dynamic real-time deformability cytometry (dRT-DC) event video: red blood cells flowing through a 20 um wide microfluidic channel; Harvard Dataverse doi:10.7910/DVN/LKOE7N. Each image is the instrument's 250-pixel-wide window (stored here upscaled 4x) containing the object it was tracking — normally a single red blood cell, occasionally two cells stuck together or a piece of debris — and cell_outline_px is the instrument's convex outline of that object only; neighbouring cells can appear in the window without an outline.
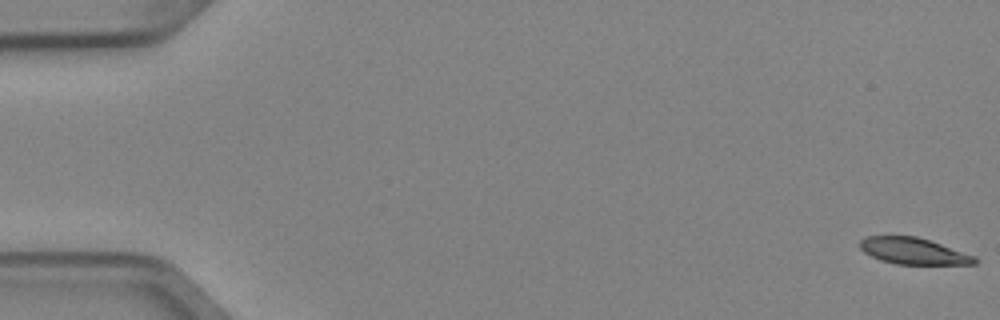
{"species": "Egyptian fruit bat (a non-hibernating species)", "species_latin": "Rousettus aegyptiacus", "temperature_condition": "cold", "stored_images_in_passage": 3, "camera_frame_rate_fps": 3000, "um_per_image_px": 0.085, "animal": {"sex": "female"}, "frame": {"image": 1, "passage_image": 1, "time_ms": 0.0, "image_size_px": [1000, 320], "cell_outline_px": [[976, 264], [896, 264], [880, 260], [864, 252], [860, 248], [860, 240], [868, 236], [916, 236], [976, 256]], "centroid_in_image_um": [77.62, 21.34], "position_along_channel_um": 7.4, "area_um2": 17.46}}